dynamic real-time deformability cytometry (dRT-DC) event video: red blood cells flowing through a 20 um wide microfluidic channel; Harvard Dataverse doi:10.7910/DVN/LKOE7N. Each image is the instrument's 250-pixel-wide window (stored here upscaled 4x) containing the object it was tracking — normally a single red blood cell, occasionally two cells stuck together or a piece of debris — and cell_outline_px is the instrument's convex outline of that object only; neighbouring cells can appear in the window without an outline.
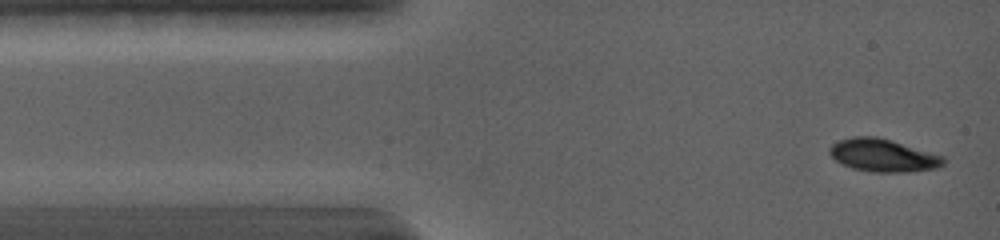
{"species": "common noctule bat (a hibernating species)", "species_latin": "Nyctalus noctula", "temperature_condition": "warm", "stored_images_in_passage": 59, "camera_frame_rate_fps": 5000, "um_per_image_px": 0.085, "animal": {"sex": "female", "body_mass_g": 19.0, "forearm_length_mm": 56.7}, "frame": {"image": 1, "passage_image": 3, "time_ms": 0.4, "image_size_px": [1000, 240], "cell_outline_px": [[948, 160], [944, 164], [936, 168], [912, 172], [872, 172], [852, 168], [840, 164], [828, 152], [828, 148], [832, 144], [840, 140], [852, 136], [876, 136], [892, 140], [944, 156]], "centroid_in_image_um": [75.07, 13.21], "position_along_channel_um": 9.9, "area_um2": 22.02}}
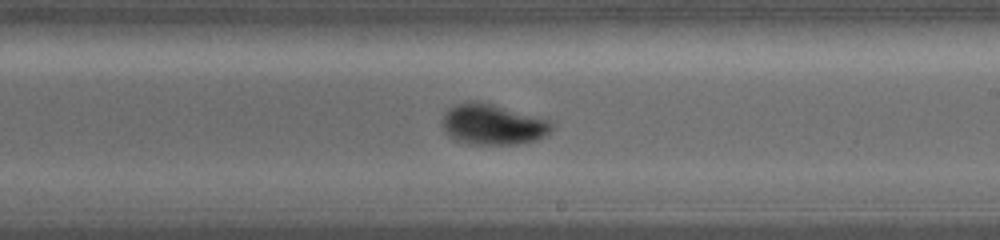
{"frame": {"image": 2, "passage_image": 33, "time_ms": 8.2, "image_size_px": [1000, 240], "cell_outline_px": [[556, 124], [552, 132], [548, 136], [536, 140], [516, 144], [472, 144], [456, 140], [448, 136], [440, 120], [444, 112], [448, 108], [460, 104], [488, 104], [552, 120]], "centroid_in_image_um": [41.96, 10.63], "position_along_channel_um": 247.0, "area_um2": 25.55}}
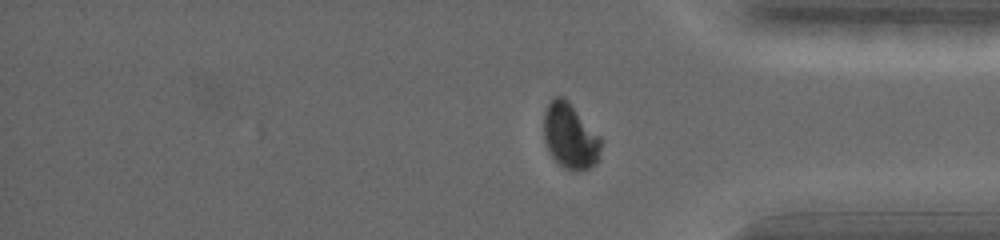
{"frame": {"image": 3, "passage_image": 53, "time_ms": 12.0, "image_size_px": [1000, 240], "cell_outline_px": [[600, 148], [596, 164], [580, 172], [576, 172], [564, 168], [552, 156], [544, 140], [544, 112], [548, 104], [556, 96], [564, 96], [568, 100], [600, 136]], "centroid_in_image_um": [48.46, 11.57], "position_along_channel_um": 386.7, "area_um2": 21.68}, "authors_computed_cell_mechanics": {"area_um2": 23.7558, "velocity_mm_per_s": 3.8714, "shape_relaxation_time_tau1_ms": 3.6822, "shape_relaxation_time_tau2_ms": null, "deformation_change_tau1": 0.1732, "deformation_change_tau2": null}}